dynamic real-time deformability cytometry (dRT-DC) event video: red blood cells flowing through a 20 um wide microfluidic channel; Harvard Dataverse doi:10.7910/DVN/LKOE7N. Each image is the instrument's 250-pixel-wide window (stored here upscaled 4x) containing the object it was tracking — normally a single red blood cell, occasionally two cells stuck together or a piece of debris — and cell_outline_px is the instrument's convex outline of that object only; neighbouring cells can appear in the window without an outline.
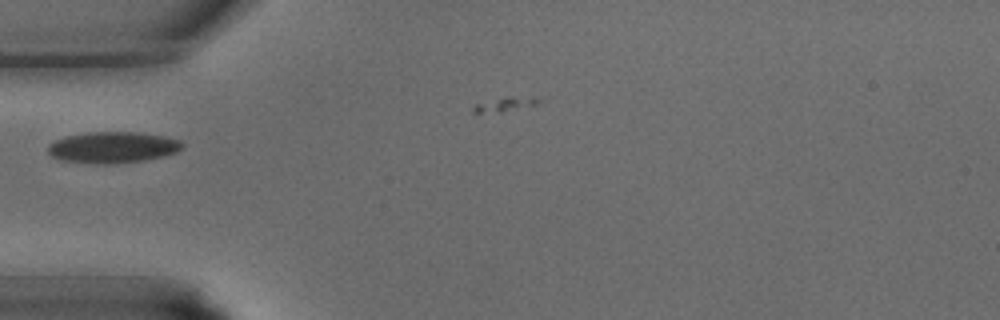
{"species": "common noctule bat (a hibernating species)", "species_latin": "Nyctalus noctula", "temperature_condition": "warm", "stored_images_in_passage": 5, "camera_frame_rate_fps": 3000, "um_per_image_px": 0.085, "animal": {"sex": "male", "body_mass_g": 15.6}, "frame": {"image": 1, "passage_image": 1, "time_ms": 0.0, "image_size_px": [1000, 320], "cell_outline_px": [[184, 148], [176, 152], [164, 156], [144, 160], [116, 164], [92, 164], [60, 160], [52, 156], [48, 152], [48, 144], [64, 136], [88, 132], [140, 132], [164, 136], [180, 140], [184, 144]], "centroid_in_image_um": [9.59, 12.53], "position_along_channel_um": 75.4, "area_um2": 24.8}}
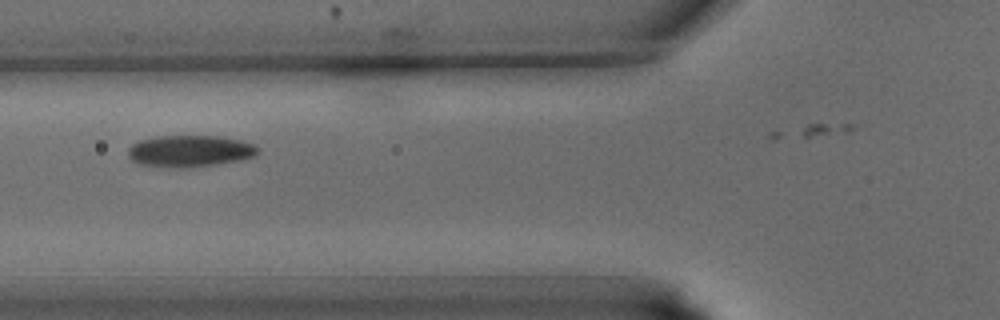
{"frame": {"image": 2, "passage_image": 3, "time_ms": 0.667, "image_size_px": [1000, 320], "cell_outline_px": [[260, 152], [252, 156], [240, 160], [216, 164], [184, 168], [176, 168], [140, 164], [132, 160], [128, 156], [128, 148], [132, 144], [140, 140], [156, 136], [216, 136], [240, 140], [252, 144], [260, 148]], "centroid_in_image_um": [16.12, 12.84], "position_along_channel_um": 109.7, "area_um2": 23.87}}